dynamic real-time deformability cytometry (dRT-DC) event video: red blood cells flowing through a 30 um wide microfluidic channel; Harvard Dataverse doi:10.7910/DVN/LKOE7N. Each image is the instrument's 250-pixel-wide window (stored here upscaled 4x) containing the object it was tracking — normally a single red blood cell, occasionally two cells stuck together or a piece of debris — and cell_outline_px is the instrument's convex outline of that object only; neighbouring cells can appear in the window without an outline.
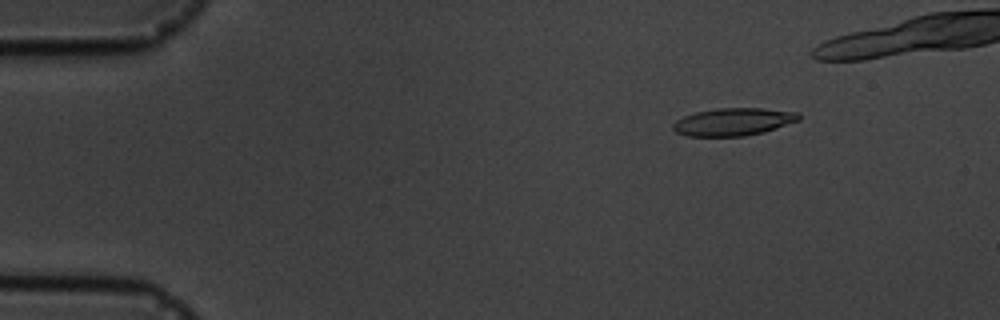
{"species": "common noctule bat (a hibernating species)", "species_latin": "Nyctalus noctula", "temperature_condition": "cold", "stored_images_in_passage": 13, "camera_frame_rate_fps": 3000, "um_per_image_px": 0.085, "animal": {"sex": "male", "body_mass_g": 19.5, "forearm_length_mm": 54.6}, "frame": {"image": 1, "passage_image": 3, "time_ms": 2.333, "image_size_px": [1000, 320], "cell_outline_px": [[800, 120], [764, 132], [744, 136], [688, 136], [676, 132], [672, 128], [672, 124], [676, 120], [684, 116], [696, 112], [716, 108], [764, 108], [800, 112]], "centroid_in_image_um": [62.35, 10.35], "position_along_channel_um": 22.6, "area_um2": 20.35}}
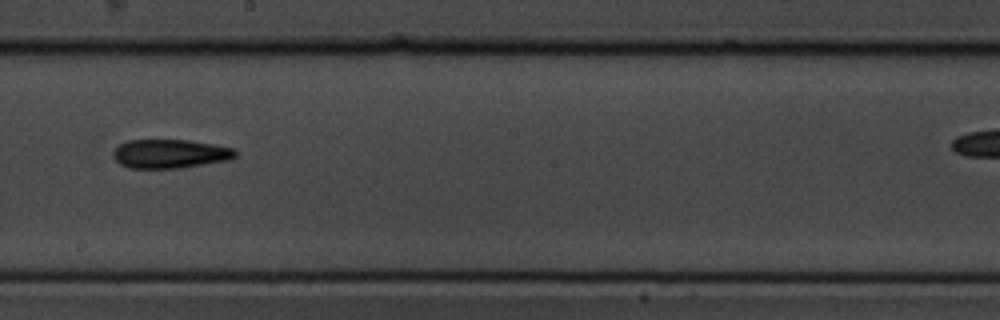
{"frame": {"image": 2, "passage_image": 10, "time_ms": 10.333, "image_size_px": [1000, 320], "cell_outline_px": [[236, 156], [228, 160], [180, 168], [128, 168], [120, 164], [112, 156], [112, 152], [120, 144], [128, 140], [188, 140], [236, 148]], "centroid_in_image_um": [14.44, 13.07], "position_along_channel_um": 233.8, "area_um2": 20.58}}
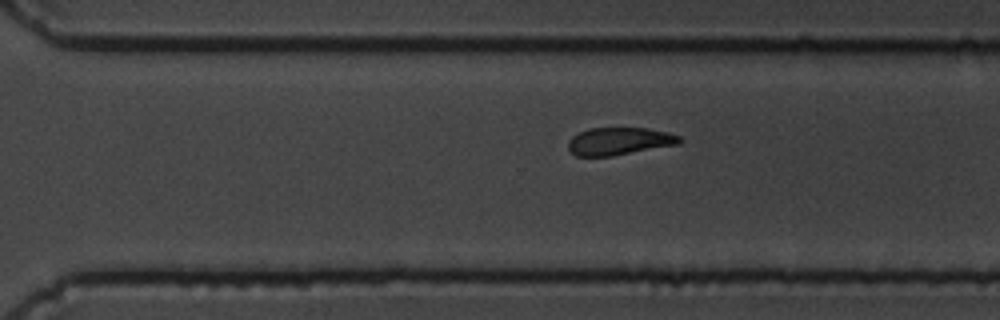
{"frame": {"image": 3, "passage_image": 13, "time_ms": 14.667, "image_size_px": [1000, 320], "cell_outline_px": [[684, 140], [680, 144], [612, 156], [576, 156], [568, 148], [568, 140], [572, 136], [588, 128], [644, 128], [668, 132], [680, 136]], "centroid_in_image_um": [52.66, 12.0], "position_along_channel_um": 317.9, "area_um2": 17.98}}